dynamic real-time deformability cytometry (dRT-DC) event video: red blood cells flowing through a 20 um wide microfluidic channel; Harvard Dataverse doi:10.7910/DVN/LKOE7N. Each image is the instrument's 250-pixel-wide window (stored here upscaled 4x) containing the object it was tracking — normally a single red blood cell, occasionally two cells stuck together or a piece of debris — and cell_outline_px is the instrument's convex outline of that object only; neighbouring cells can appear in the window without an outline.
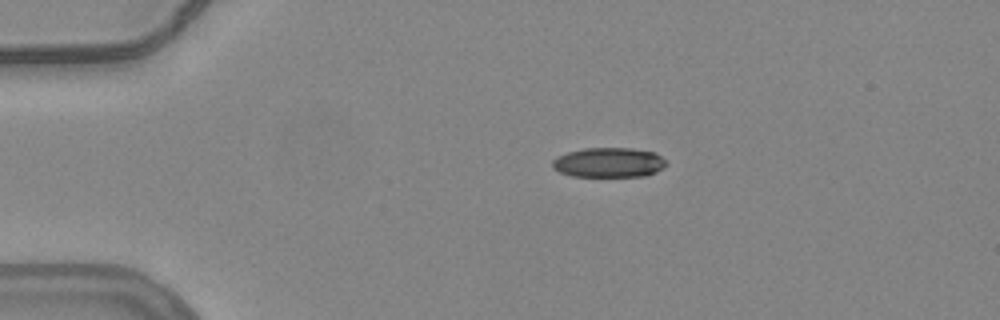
{"species": "common noctule bat (a hibernating species)", "species_latin": "Nyctalus noctula", "temperature_condition": "warm", "stored_images_in_passage": 44, "camera_frame_rate_fps": 3000, "um_per_image_px": 0.085, "animal": {"sex": "female", "body_mass_g": 24.6, "forearm_length_mm": 56.2}, "frame": {"image": 1, "passage_image": 1, "time_ms": 0.0, "image_size_px": [1000, 320], "cell_outline_px": [[668, 164], [664, 168], [656, 172], [644, 176], [572, 176], [560, 172], [552, 168], [552, 160], [556, 156], [568, 152], [584, 148], [632, 148], [656, 152]], "centroid_in_image_um": [51.75, 13.81], "position_along_channel_um": 33.3, "area_um2": 19.88}}
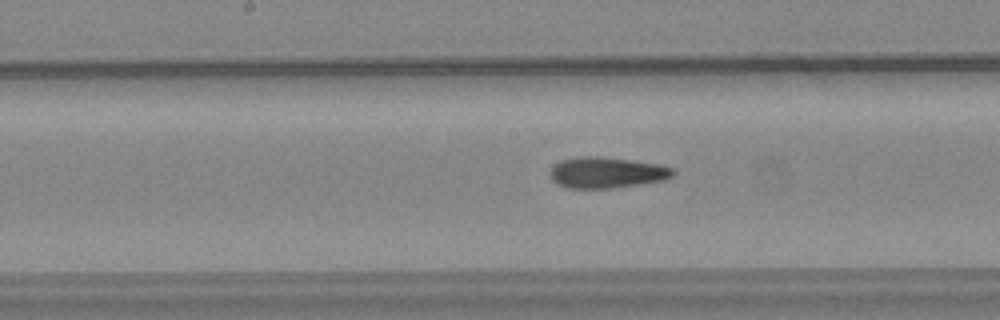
{"frame": {"image": 2, "passage_image": 18, "time_ms": 5.667, "image_size_px": [1000, 320], "cell_outline_px": [[676, 172], [672, 176], [664, 180], [612, 188], [568, 188], [556, 184], [552, 180], [548, 172], [560, 160], [576, 156], [600, 156], [632, 160], [660, 164], [672, 168]], "centroid_in_image_um": [51.54, 14.66], "position_along_channel_um": 196.7, "area_um2": 22.37}}
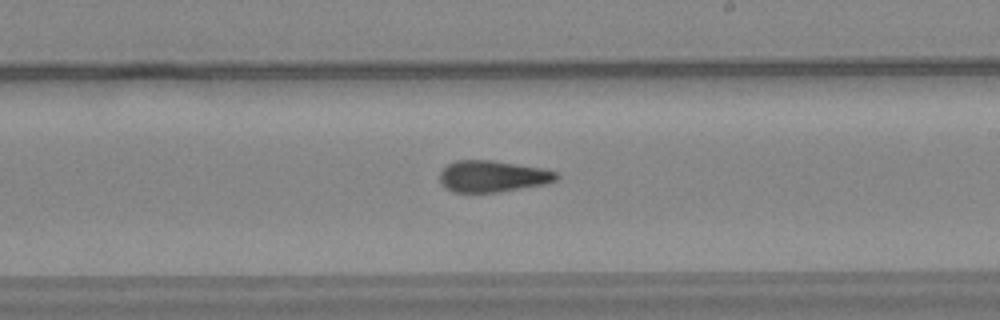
{"frame": {"image": 3, "passage_image": 22, "time_ms": 7.0, "image_size_px": [1000, 320], "cell_outline_px": [[560, 176], [556, 180], [544, 184], [496, 192], [452, 192], [440, 184], [440, 172], [448, 164], [456, 160], [492, 160], [544, 168], [556, 172]], "centroid_in_image_um": [41.86, 14.98], "position_along_channel_um": 247.1, "area_um2": 21.39}, "authors_computed_cell_mechanics": {"area_um2": 21.5016, "velocity_mm_per_s": 3.8078, "shape_relaxation_time_tau1_ms": null, "shape_relaxation_time_tau2_ms": 3.6456, "deformation_change_tau1": null, "deformation_change_tau2": 0.1241}}